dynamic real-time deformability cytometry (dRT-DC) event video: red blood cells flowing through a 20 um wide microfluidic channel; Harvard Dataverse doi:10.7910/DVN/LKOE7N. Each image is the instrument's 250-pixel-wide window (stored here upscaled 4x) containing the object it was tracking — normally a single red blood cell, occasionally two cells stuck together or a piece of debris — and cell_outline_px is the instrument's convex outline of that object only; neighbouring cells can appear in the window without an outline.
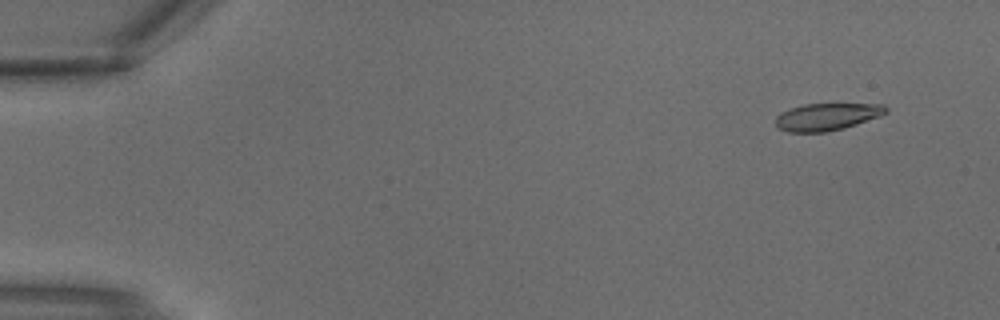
{"species": "common noctule bat (a hibernating species)", "species_latin": "Nyctalus noctula", "temperature_condition": "warm", "stored_images_in_passage": 4, "camera_frame_rate_fps": 3000, "um_per_image_px": 0.085, "animal": {"sex": "male", "body_mass_g": 18.8}, "frame": {"image": 1, "passage_image": 1, "time_ms": 0.0, "image_size_px": [1000, 320], "cell_outline_px": [[888, 112], [880, 116], [844, 128], [824, 132], [788, 132], [780, 128], [776, 124], [776, 116], [780, 112], [804, 104], [884, 104], [888, 108]], "centroid_in_image_um": [70.3, 9.92], "position_along_channel_um": 14.7, "area_um2": 17.4}}
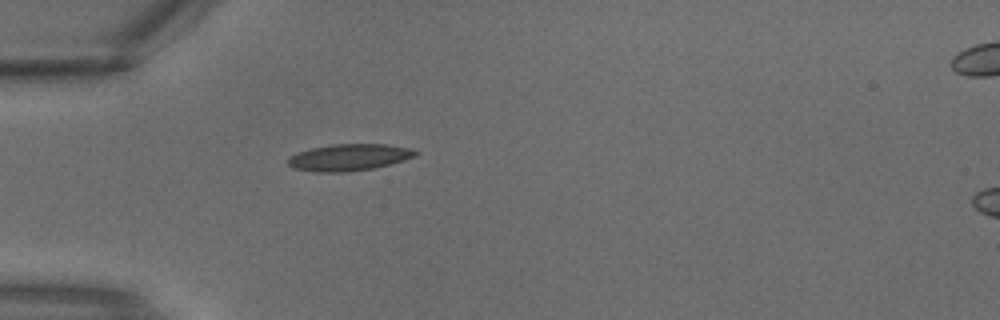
{"frame": {"image": 2, "passage_image": 3, "time_ms": 0.667, "image_size_px": [1000, 320], "cell_outline_px": [[420, 152], [416, 156], [404, 160], [372, 168], [344, 172], [316, 172], [292, 168], [288, 164], [288, 156], [296, 152], [312, 148], [332, 144], [388, 144], [412, 148]], "centroid_in_image_um": [29.66, 13.36], "position_along_channel_um": 55.3, "area_um2": 19.94}}